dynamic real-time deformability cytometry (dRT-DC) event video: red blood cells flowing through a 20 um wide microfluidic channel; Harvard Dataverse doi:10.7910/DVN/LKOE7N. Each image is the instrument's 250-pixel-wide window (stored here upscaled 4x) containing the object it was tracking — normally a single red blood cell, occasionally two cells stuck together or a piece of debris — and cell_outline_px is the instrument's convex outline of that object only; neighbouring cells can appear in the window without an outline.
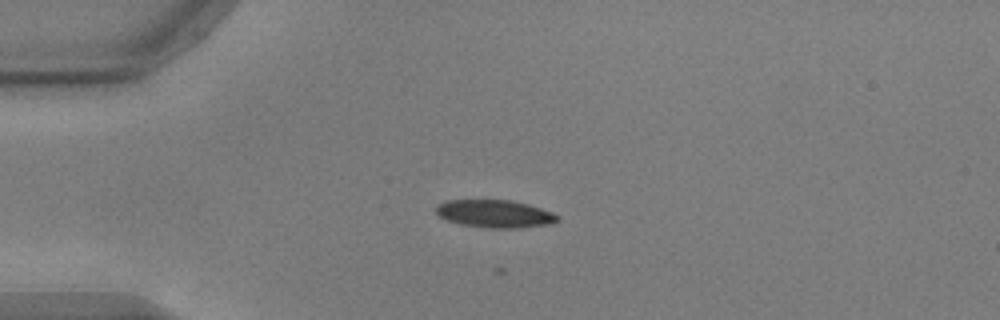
{"species": "common noctule bat (a hibernating species)", "species_latin": "Nyctalus noctula", "temperature_condition": "warm", "stored_images_in_passage": 23, "camera_frame_rate_fps": 3000, "um_per_image_px": 0.085, "animal": {"sex": "male", "body_mass_g": 17.9, "forearm_length_mm": 54.2}, "frame": {"image": 1, "passage_image": 1, "time_ms": 0.0, "image_size_px": [1000, 320], "cell_outline_px": [[560, 220], [548, 224], [516, 228], [488, 228], [460, 224], [448, 220], [440, 216], [436, 212], [436, 204], [444, 200], [512, 200], [528, 204], [552, 212], [560, 216]], "centroid_in_image_um": [42.05, 18.16], "position_along_channel_um": 42.9, "area_um2": 19.65}}
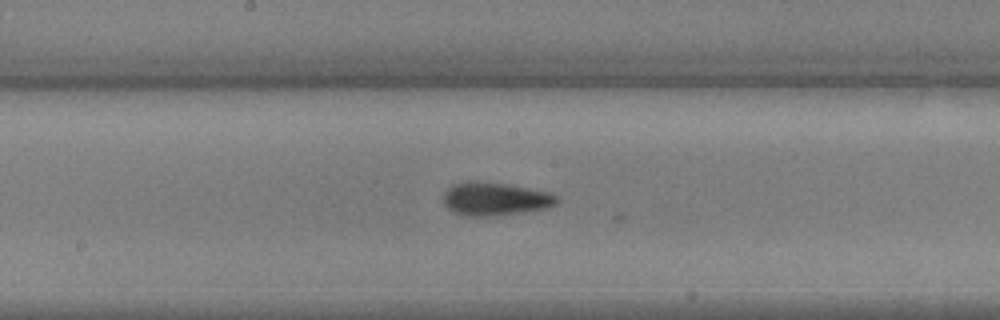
{"frame": {"image": 2, "passage_image": 16, "time_ms": 5.0, "image_size_px": [1000, 320], "cell_outline_px": [[560, 200], [556, 204], [548, 208], [524, 212], [488, 216], [468, 216], [452, 212], [444, 204], [444, 192], [452, 184], [468, 180], [476, 180], [504, 184], [552, 192]], "centroid_in_image_um": [42.08, 16.9], "position_along_channel_um": 206.1, "area_um2": 22.14}}
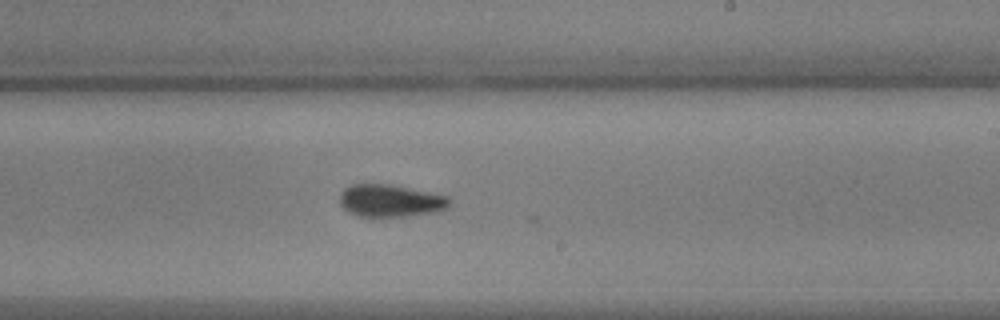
{"frame": {"image": 3, "passage_image": 20, "time_ms": 6.333, "image_size_px": [1000, 320], "cell_outline_px": [[452, 200], [448, 208], [440, 212], [404, 216], [356, 216], [348, 212], [340, 204], [340, 196], [344, 188], [352, 184], [392, 184], [448, 196]], "centroid_in_image_um": [33.22, 17.06], "position_along_channel_um": 255.8, "area_um2": 20.92}}